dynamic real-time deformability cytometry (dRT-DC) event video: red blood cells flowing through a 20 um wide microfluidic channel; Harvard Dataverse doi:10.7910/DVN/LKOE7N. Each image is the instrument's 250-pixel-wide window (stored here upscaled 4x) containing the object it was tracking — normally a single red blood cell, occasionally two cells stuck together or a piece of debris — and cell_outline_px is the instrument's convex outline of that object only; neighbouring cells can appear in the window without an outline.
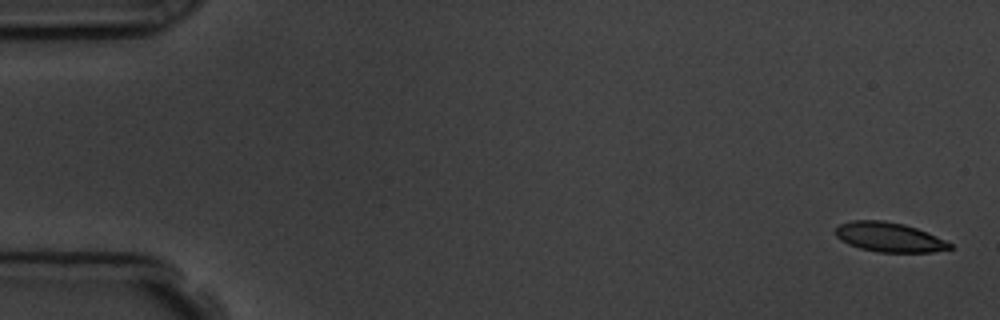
{"species": "common noctule bat (a hibernating species)", "species_latin": "Nyctalus noctula", "temperature_condition": "room temperature", "stored_images_in_passage": 5, "camera_frame_rate_fps": 3000, "um_per_image_px": 0.085, "animal": {"sex": "male", "body_mass_g": 19.5, "forearm_length_mm": 54.6}, "frame": {"image": 1, "passage_image": 1, "time_ms": 0.0, "image_size_px": [1000, 320], "cell_outline_px": [[952, 248], [932, 252], [876, 252], [860, 248], [848, 244], [840, 240], [836, 236], [836, 228], [840, 224], [852, 220], [884, 220], [904, 224], [916, 228], [944, 240], [952, 244]], "centroid_in_image_um": [75.54, 20.16], "position_along_channel_um": 9.5, "area_um2": 19.54}}
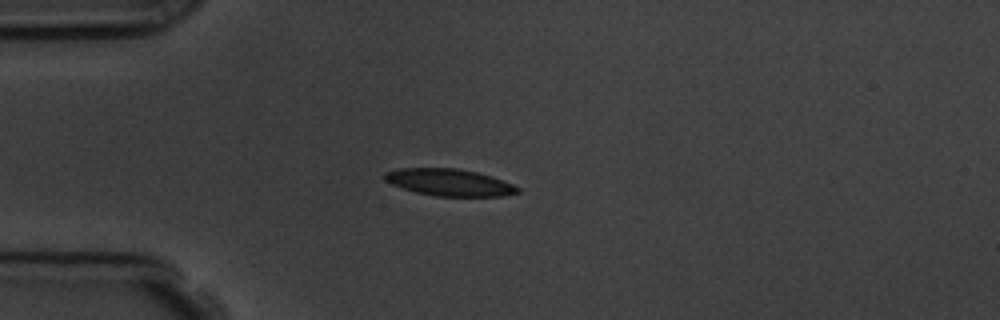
{"frame": {"image": 2, "passage_image": 5, "time_ms": 4.333, "image_size_px": [1000, 320], "cell_outline_px": [[520, 192], [504, 196], [436, 196], [416, 192], [392, 184], [384, 180], [384, 172], [400, 168], [456, 168], [476, 172], [512, 184], [520, 188]], "centroid_in_image_um": [38.17, 15.5], "position_along_channel_um": 46.8, "area_um2": 20.63}}